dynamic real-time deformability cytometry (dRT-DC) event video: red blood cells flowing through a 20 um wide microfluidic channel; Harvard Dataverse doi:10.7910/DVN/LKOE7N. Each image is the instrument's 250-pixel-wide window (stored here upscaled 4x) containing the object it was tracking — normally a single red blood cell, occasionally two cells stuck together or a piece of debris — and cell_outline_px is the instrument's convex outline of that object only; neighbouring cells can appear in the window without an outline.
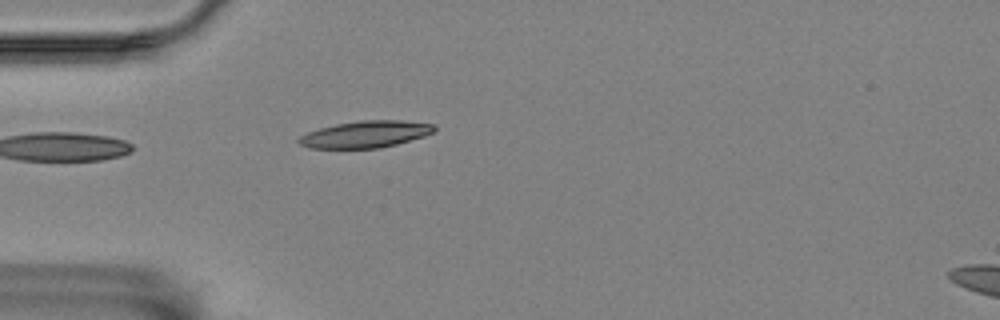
{"species": "Egyptian fruit bat (a non-hibernating species)", "species_latin": "Rousettus aegyptiacus", "temperature_condition": "room temperature", "stored_images_in_passage": 5, "camera_frame_rate_fps": 3000, "um_per_image_px": 0.085, "animal": {"sex": "female"}, "frame": {"image": 1, "passage_image": 5, "time_ms": 4.667, "image_size_px": [1000, 320], "cell_outline_px": [[436, 132], [424, 136], [396, 144], [380, 148], [308, 148], [300, 144], [296, 140], [300, 136], [308, 132], [320, 128], [336, 124], [360, 120], [404, 120], [436, 124]], "centroid_in_image_um": [31.11, 11.4], "position_along_channel_um": 53.9, "area_um2": 21.27}}